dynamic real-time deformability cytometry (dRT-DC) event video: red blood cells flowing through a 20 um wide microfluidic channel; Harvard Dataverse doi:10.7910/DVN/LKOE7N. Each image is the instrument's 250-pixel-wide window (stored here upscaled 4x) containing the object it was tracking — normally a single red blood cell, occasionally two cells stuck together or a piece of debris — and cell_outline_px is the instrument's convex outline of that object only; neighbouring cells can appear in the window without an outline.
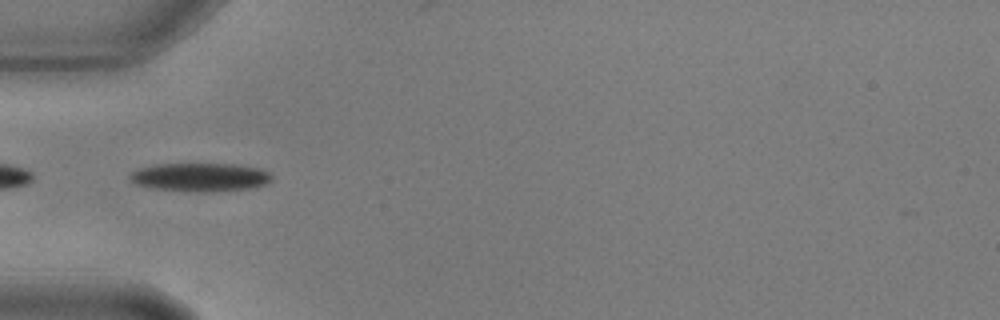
{"species": "common noctule bat (a hibernating species)", "species_latin": "Nyctalus noctula", "temperature_condition": "warm", "stored_images_in_passage": 41, "camera_frame_rate_fps": 3000, "um_per_image_px": 0.085, "animal": {"sex": "male", "body_mass_g": 17.9, "forearm_length_mm": 54.2}, "frame": {"image": 1, "passage_image": 1, "time_ms": 0.0, "image_size_px": [1000, 320], "cell_outline_px": [[272, 180], [264, 184], [248, 188], [200, 192], [156, 188], [136, 184], [128, 176], [136, 168], [156, 164], [236, 164], [260, 168], [268, 172], [272, 176]], "centroid_in_image_um": [17.0, 15.04], "position_along_channel_um": 68.0, "area_um2": 23.24}}
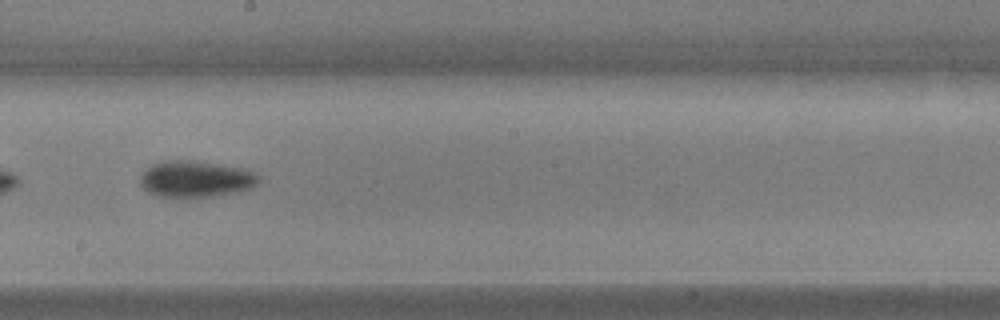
{"frame": {"image": 2, "passage_image": 15, "time_ms": 4.667, "image_size_px": [1000, 320], "cell_outline_px": [[260, 180], [252, 188], [240, 192], [212, 196], [156, 196], [148, 192], [140, 184], [140, 176], [152, 164], [164, 160], [196, 160], [244, 168], [252, 172]], "centroid_in_image_um": [16.64, 15.2], "position_along_channel_um": 231.6, "area_um2": 25.09}}
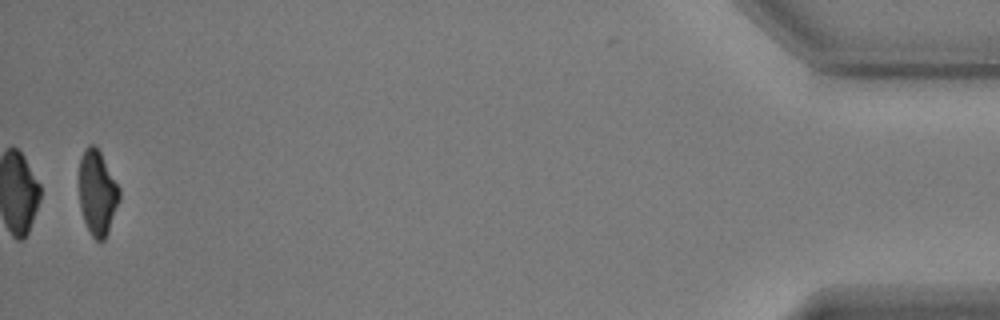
{"frame": {"image": 3, "passage_image": 39, "time_ms": 12.667, "image_size_px": [1000, 320], "cell_outline_px": [[120, 200], [108, 232], [104, 240], [100, 244], [92, 236], [84, 220], [80, 208], [80, 160], [84, 148], [88, 144], [92, 144], [100, 152], [120, 188]], "centroid_in_image_um": [8.29, 16.41], "position_along_channel_um": 426.9, "area_um2": 19.83}}